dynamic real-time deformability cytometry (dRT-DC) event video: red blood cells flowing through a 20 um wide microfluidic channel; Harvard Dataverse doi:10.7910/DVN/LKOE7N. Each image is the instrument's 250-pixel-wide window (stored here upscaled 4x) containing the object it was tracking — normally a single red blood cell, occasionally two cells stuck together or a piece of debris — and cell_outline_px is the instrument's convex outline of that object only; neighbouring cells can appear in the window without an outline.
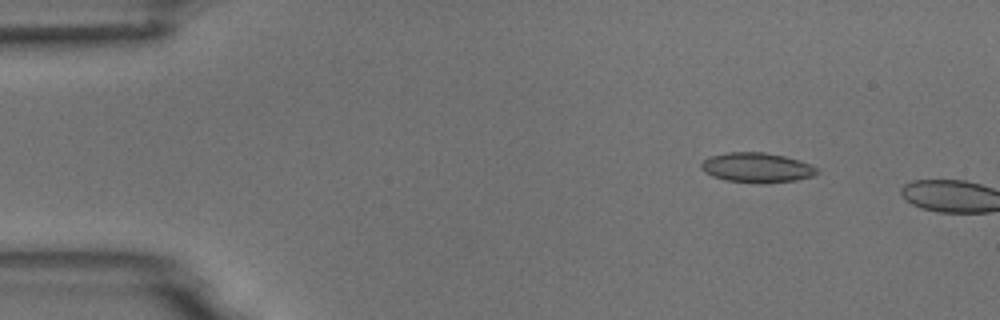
{"species": "common noctule bat (a hibernating species)", "species_latin": "Nyctalus noctula", "temperature_condition": "room temperature", "stored_images_in_passage": 2, "camera_frame_rate_fps": 3000, "um_per_image_px": 0.085, "animal": {"sex": "male", "body_mass_g": 18.8}, "frame": {"image": 1, "passage_image": 1, "time_ms": 0.0, "image_size_px": [1000, 320], "cell_outline_px": [[820, 172], [812, 176], [796, 180], [724, 180], [712, 176], [704, 172], [700, 168], [700, 164], [704, 160], [712, 156], [728, 152], [764, 152], [784, 156], [800, 160], [812, 164], [820, 168]], "centroid_in_image_um": [64.35, 14.19], "position_along_channel_um": 20.6, "area_um2": 19.36}}